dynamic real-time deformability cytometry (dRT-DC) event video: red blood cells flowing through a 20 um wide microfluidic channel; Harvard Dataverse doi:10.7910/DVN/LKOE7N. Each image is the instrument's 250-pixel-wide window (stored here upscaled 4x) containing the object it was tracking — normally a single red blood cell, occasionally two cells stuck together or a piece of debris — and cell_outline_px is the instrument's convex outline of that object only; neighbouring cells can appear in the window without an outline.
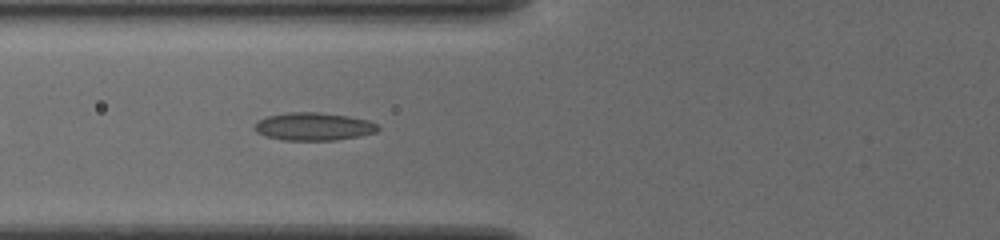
{"species": "common noctule bat (a hibernating species)", "species_latin": "Nyctalus noctula", "temperature_condition": "cold", "stored_images_in_passage": 32, "camera_frame_rate_fps": 3000, "um_per_image_px": 0.085, "animal": {"sex": "female", "body_mass_g": 19.5, "forearm_length_mm": 54.1}, "frame": {"image": 1, "passage_image": 6, "time_ms": 1.667, "image_size_px": [1000, 240], "cell_outline_px": [[380, 128], [376, 132], [360, 136], [336, 140], [284, 140], [264, 136], [256, 132], [256, 120], [268, 116], [288, 112], [316, 112], [348, 116], [368, 120], [376, 124]], "centroid_in_image_um": [26.65, 10.76], "position_along_channel_um": 99.1, "area_um2": 20.0}}
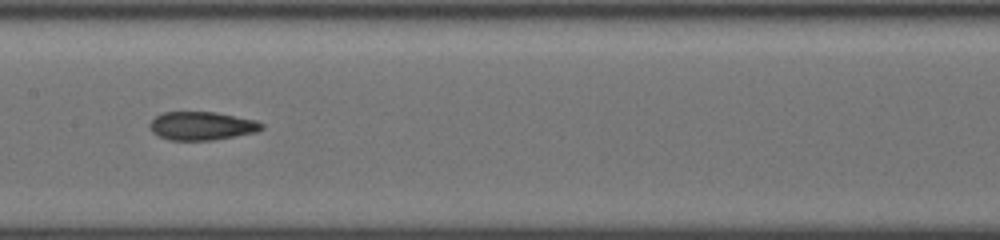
{"frame": {"image": 2, "passage_image": 13, "time_ms": 4.0, "image_size_px": [1000, 240], "cell_outline_px": [[264, 128], [256, 132], [236, 136], [212, 140], [168, 140], [152, 132], [148, 124], [156, 116], [164, 112], [216, 112], [256, 120], [264, 124]], "centroid_in_image_um": [17.16, 10.7], "position_along_channel_um": 190.2, "area_um2": 18.55}}
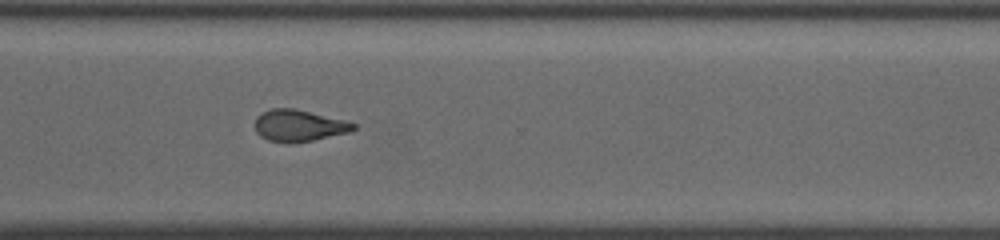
{"frame": {"image": 3, "passage_image": 25, "time_ms": 8.0, "image_size_px": [1000, 240], "cell_outline_px": [[356, 128], [352, 132], [292, 144], [268, 140], [260, 136], [256, 132], [256, 116], [272, 108], [292, 108], [344, 120], [356, 124]], "centroid_in_image_um": [25.41, 10.69], "position_along_channel_um": 345.2, "area_um2": 18.09}, "authors_computed_cell_mechanics": {"area_um2": 18.496, "velocity_mm_per_s": 3.8855, "shape_relaxation_time_tau1_ms": null, "shape_relaxation_time_tau2_ms": 2.5499, "deformation_change_tau1": null, "deformation_change_tau2": 0.0952}}